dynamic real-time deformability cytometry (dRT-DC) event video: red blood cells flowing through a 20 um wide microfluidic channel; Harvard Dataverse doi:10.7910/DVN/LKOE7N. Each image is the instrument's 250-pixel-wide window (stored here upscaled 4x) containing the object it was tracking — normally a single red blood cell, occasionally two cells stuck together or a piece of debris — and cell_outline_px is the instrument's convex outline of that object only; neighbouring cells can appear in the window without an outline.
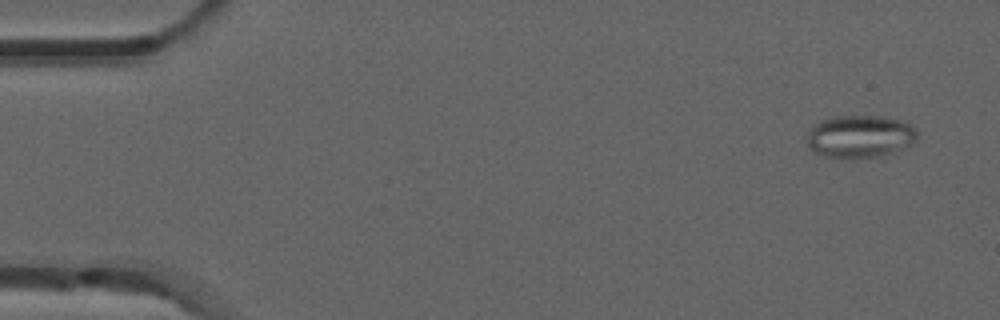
{"species": "common noctule bat (a hibernating species)", "species_latin": "Nyctalus noctula", "temperature_condition": "room temperature", "stored_images_in_passage": 5, "camera_frame_rate_fps": 3000, "um_per_image_px": 0.085, "animal": {"sex": "male", "forearm_length_mm": 52.5}, "frame": {"image": 1, "passage_image": 1, "time_ms": 0.0, "image_size_px": [1000, 320], "cell_outline_px": [[916, 140], [912, 144], [892, 152], [880, 156], [856, 160], [852, 160], [824, 156], [816, 152], [808, 144], [808, 132], [812, 124], [820, 120], [832, 116], [880, 116], [900, 120], [916, 128]], "centroid_in_image_um": [73.07, 11.61], "position_along_channel_um": 11.9, "area_um2": 27.69}}